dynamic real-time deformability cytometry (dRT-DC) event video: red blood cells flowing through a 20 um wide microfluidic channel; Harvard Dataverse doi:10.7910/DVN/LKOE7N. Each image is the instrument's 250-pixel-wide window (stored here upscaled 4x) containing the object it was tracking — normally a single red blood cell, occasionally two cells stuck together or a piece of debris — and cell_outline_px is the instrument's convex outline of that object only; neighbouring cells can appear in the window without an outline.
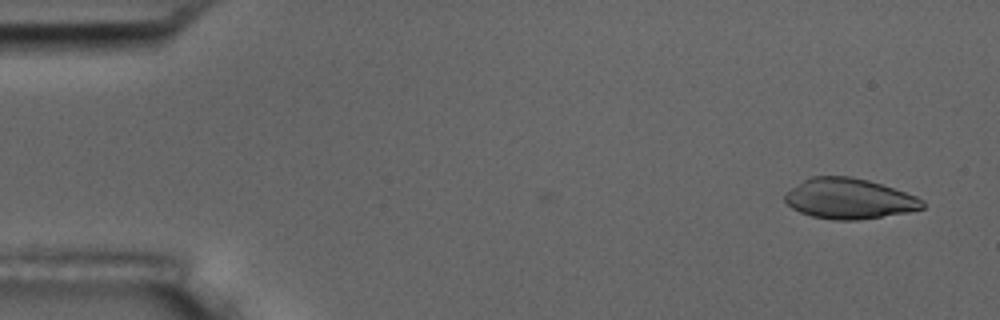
{"species": "common noctule bat (a hibernating species)", "species_latin": "Nyctalus noctula", "temperature_condition": "room temperature", "stored_images_in_passage": 3, "camera_frame_rate_fps": 3000, "um_per_image_px": 0.085, "animal": {"sex": "male", "body_mass_g": 17.5, "forearm_length_mm": 52.3}, "frame": {"image": 1, "passage_image": 3, "time_ms": 0.667, "image_size_px": [1000, 320], "cell_outline_px": [[924, 208], [908, 212], [856, 220], [832, 220], [812, 216], [800, 212], [792, 208], [784, 200], [784, 192], [804, 180], [812, 176], [852, 176], [868, 180], [916, 196], [924, 200]], "centroid_in_image_um": [72.15, 16.88], "position_along_channel_um": 12.9, "area_um2": 32.31}}